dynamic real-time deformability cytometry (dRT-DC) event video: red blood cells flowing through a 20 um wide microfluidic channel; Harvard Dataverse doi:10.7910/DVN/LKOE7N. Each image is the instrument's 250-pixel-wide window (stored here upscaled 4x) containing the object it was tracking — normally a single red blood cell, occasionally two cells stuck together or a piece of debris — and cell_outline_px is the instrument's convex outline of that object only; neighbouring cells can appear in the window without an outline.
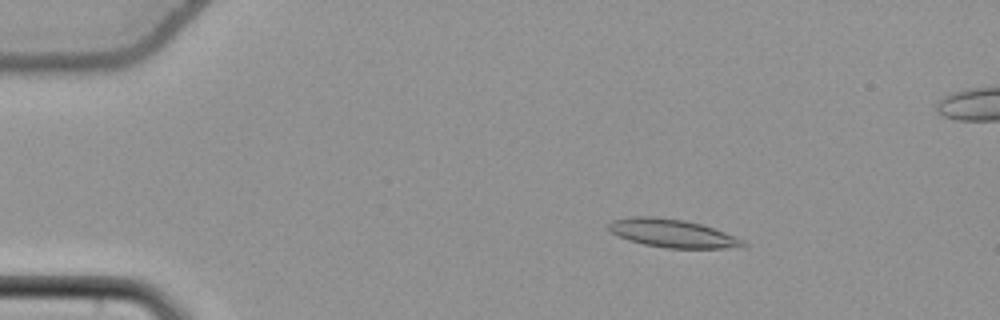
{"species": "common noctule bat (a hibernating species)", "species_latin": "Nyctalus noctula", "temperature_condition": "cold", "stored_images_in_passage": 56, "camera_frame_rate_fps": 3000, "um_per_image_px": 0.085, "animal": {"sex": "female", "body_mass_g": 22.7, "forearm_length_mm": 54.2}, "frame": {"image": 1, "passage_image": 10, "time_ms": 3.0, "image_size_px": [1000, 320], "cell_outline_px": [[748, 248], [668, 248], [644, 244], [628, 240], [612, 232], [608, 228], [608, 224], [612, 220], [632, 216], [652, 216], [684, 220], [700, 224], [724, 232], [744, 240], [748, 244]], "centroid_in_image_um": [57.2, 19.84], "position_along_channel_um": 27.8, "area_um2": 22.08}}
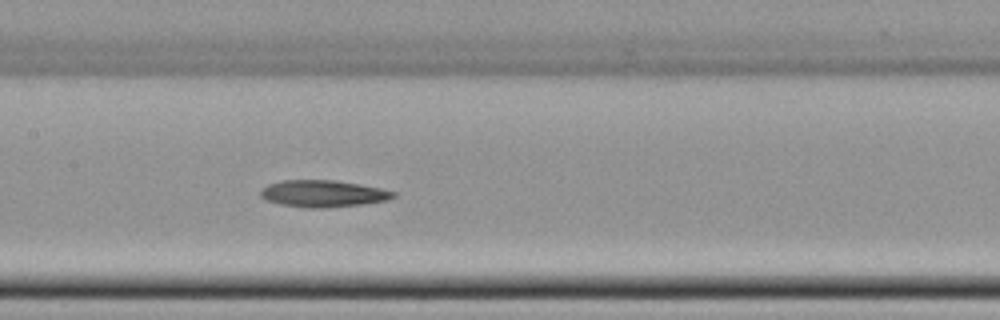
{"frame": {"image": 2, "passage_image": 28, "time_ms": 9.0, "image_size_px": [1000, 320], "cell_outline_px": [[396, 196], [388, 200], [364, 204], [328, 208], [308, 208], [280, 204], [264, 200], [260, 196], [260, 188], [268, 184], [280, 180], [336, 180], [360, 184], [380, 188], [396, 192]], "centroid_in_image_um": [27.44, 16.46], "position_along_channel_um": 180.0, "area_um2": 21.1}}
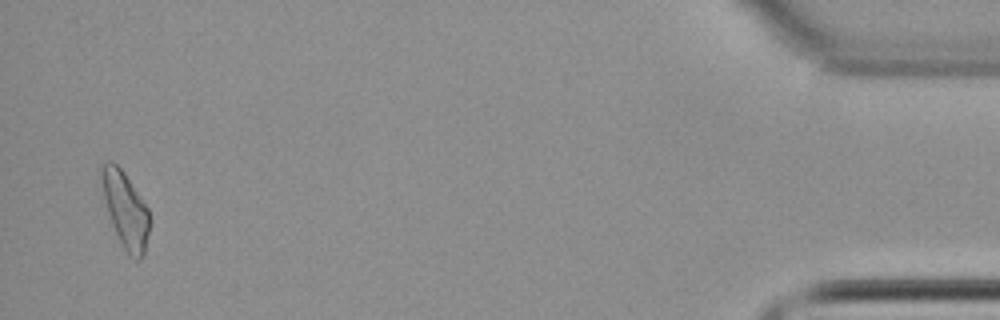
{"frame": {"image": 3, "passage_image": 54, "time_ms": 17.667, "image_size_px": [1000, 320], "cell_outline_px": [[148, 232], [144, 256], [140, 260], [136, 260], [128, 256], [112, 224], [108, 212], [104, 196], [100, 176], [100, 164], [104, 160], [112, 160], [124, 172], [148, 208]], "centroid_in_image_um": [10.64, 17.8], "position_along_channel_um": 424.6, "area_um2": 20.98}}